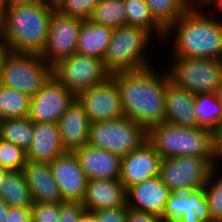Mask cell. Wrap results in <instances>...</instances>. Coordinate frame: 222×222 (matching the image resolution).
I'll return each instance as SVG.
<instances>
[{
    "instance_id": "13",
    "label": "cell",
    "mask_w": 222,
    "mask_h": 222,
    "mask_svg": "<svg viewBox=\"0 0 222 222\" xmlns=\"http://www.w3.org/2000/svg\"><path fill=\"white\" fill-rule=\"evenodd\" d=\"M75 99L72 92L51 76L31 97L28 117L33 122L57 123Z\"/></svg>"
},
{
    "instance_id": "14",
    "label": "cell",
    "mask_w": 222,
    "mask_h": 222,
    "mask_svg": "<svg viewBox=\"0 0 222 222\" xmlns=\"http://www.w3.org/2000/svg\"><path fill=\"white\" fill-rule=\"evenodd\" d=\"M161 219L163 222H213L204 188L171 192Z\"/></svg>"
},
{
    "instance_id": "7",
    "label": "cell",
    "mask_w": 222,
    "mask_h": 222,
    "mask_svg": "<svg viewBox=\"0 0 222 222\" xmlns=\"http://www.w3.org/2000/svg\"><path fill=\"white\" fill-rule=\"evenodd\" d=\"M166 67L170 82L193 93H217L222 83V61L171 56Z\"/></svg>"
},
{
    "instance_id": "16",
    "label": "cell",
    "mask_w": 222,
    "mask_h": 222,
    "mask_svg": "<svg viewBox=\"0 0 222 222\" xmlns=\"http://www.w3.org/2000/svg\"><path fill=\"white\" fill-rule=\"evenodd\" d=\"M161 160L148 140L135 151L122 156L120 182L126 191L146 179L159 176Z\"/></svg>"
},
{
    "instance_id": "8",
    "label": "cell",
    "mask_w": 222,
    "mask_h": 222,
    "mask_svg": "<svg viewBox=\"0 0 222 222\" xmlns=\"http://www.w3.org/2000/svg\"><path fill=\"white\" fill-rule=\"evenodd\" d=\"M148 131L127 117L90 123L87 144L118 154L128 155L147 141Z\"/></svg>"
},
{
    "instance_id": "17",
    "label": "cell",
    "mask_w": 222,
    "mask_h": 222,
    "mask_svg": "<svg viewBox=\"0 0 222 222\" xmlns=\"http://www.w3.org/2000/svg\"><path fill=\"white\" fill-rule=\"evenodd\" d=\"M74 154L88 180H120L122 156L88 144Z\"/></svg>"
},
{
    "instance_id": "27",
    "label": "cell",
    "mask_w": 222,
    "mask_h": 222,
    "mask_svg": "<svg viewBox=\"0 0 222 222\" xmlns=\"http://www.w3.org/2000/svg\"><path fill=\"white\" fill-rule=\"evenodd\" d=\"M124 5L126 24L146 29L153 35V38L157 34L158 43L163 42L165 30L155 21L144 0H124Z\"/></svg>"
},
{
    "instance_id": "37",
    "label": "cell",
    "mask_w": 222,
    "mask_h": 222,
    "mask_svg": "<svg viewBox=\"0 0 222 222\" xmlns=\"http://www.w3.org/2000/svg\"><path fill=\"white\" fill-rule=\"evenodd\" d=\"M94 213L101 222H127V205L120 208L103 209Z\"/></svg>"
},
{
    "instance_id": "19",
    "label": "cell",
    "mask_w": 222,
    "mask_h": 222,
    "mask_svg": "<svg viewBox=\"0 0 222 222\" xmlns=\"http://www.w3.org/2000/svg\"><path fill=\"white\" fill-rule=\"evenodd\" d=\"M82 205L86 211L90 212L125 207L127 205L126 189L120 180H88Z\"/></svg>"
},
{
    "instance_id": "21",
    "label": "cell",
    "mask_w": 222,
    "mask_h": 222,
    "mask_svg": "<svg viewBox=\"0 0 222 222\" xmlns=\"http://www.w3.org/2000/svg\"><path fill=\"white\" fill-rule=\"evenodd\" d=\"M65 153L57 123L33 122L32 143L26 151L27 160L51 163Z\"/></svg>"
},
{
    "instance_id": "45",
    "label": "cell",
    "mask_w": 222,
    "mask_h": 222,
    "mask_svg": "<svg viewBox=\"0 0 222 222\" xmlns=\"http://www.w3.org/2000/svg\"><path fill=\"white\" fill-rule=\"evenodd\" d=\"M77 222H91V212L84 211L78 218Z\"/></svg>"
},
{
    "instance_id": "36",
    "label": "cell",
    "mask_w": 222,
    "mask_h": 222,
    "mask_svg": "<svg viewBox=\"0 0 222 222\" xmlns=\"http://www.w3.org/2000/svg\"><path fill=\"white\" fill-rule=\"evenodd\" d=\"M85 211L82 202L63 201L59 203L58 222H77L79 216Z\"/></svg>"
},
{
    "instance_id": "25",
    "label": "cell",
    "mask_w": 222,
    "mask_h": 222,
    "mask_svg": "<svg viewBox=\"0 0 222 222\" xmlns=\"http://www.w3.org/2000/svg\"><path fill=\"white\" fill-rule=\"evenodd\" d=\"M0 196L10 207H32L33 199L22 171H10L0 183Z\"/></svg>"
},
{
    "instance_id": "42",
    "label": "cell",
    "mask_w": 222,
    "mask_h": 222,
    "mask_svg": "<svg viewBox=\"0 0 222 222\" xmlns=\"http://www.w3.org/2000/svg\"><path fill=\"white\" fill-rule=\"evenodd\" d=\"M9 209L8 203L0 196V222H6Z\"/></svg>"
},
{
    "instance_id": "28",
    "label": "cell",
    "mask_w": 222,
    "mask_h": 222,
    "mask_svg": "<svg viewBox=\"0 0 222 222\" xmlns=\"http://www.w3.org/2000/svg\"><path fill=\"white\" fill-rule=\"evenodd\" d=\"M30 103L28 95L0 84V121L28 117Z\"/></svg>"
},
{
    "instance_id": "51",
    "label": "cell",
    "mask_w": 222,
    "mask_h": 222,
    "mask_svg": "<svg viewBox=\"0 0 222 222\" xmlns=\"http://www.w3.org/2000/svg\"><path fill=\"white\" fill-rule=\"evenodd\" d=\"M2 17H3V10L0 9V33H1V28H2Z\"/></svg>"
},
{
    "instance_id": "3",
    "label": "cell",
    "mask_w": 222,
    "mask_h": 222,
    "mask_svg": "<svg viewBox=\"0 0 222 222\" xmlns=\"http://www.w3.org/2000/svg\"><path fill=\"white\" fill-rule=\"evenodd\" d=\"M55 6L39 1L3 10L1 39L4 50L41 54Z\"/></svg>"
},
{
    "instance_id": "20",
    "label": "cell",
    "mask_w": 222,
    "mask_h": 222,
    "mask_svg": "<svg viewBox=\"0 0 222 222\" xmlns=\"http://www.w3.org/2000/svg\"><path fill=\"white\" fill-rule=\"evenodd\" d=\"M90 123L84 107L75 99L57 122L65 152H74L87 144Z\"/></svg>"
},
{
    "instance_id": "40",
    "label": "cell",
    "mask_w": 222,
    "mask_h": 222,
    "mask_svg": "<svg viewBox=\"0 0 222 222\" xmlns=\"http://www.w3.org/2000/svg\"><path fill=\"white\" fill-rule=\"evenodd\" d=\"M222 162V127L214 133V163L216 167H220ZM222 165V163L220 164Z\"/></svg>"
},
{
    "instance_id": "9",
    "label": "cell",
    "mask_w": 222,
    "mask_h": 222,
    "mask_svg": "<svg viewBox=\"0 0 222 222\" xmlns=\"http://www.w3.org/2000/svg\"><path fill=\"white\" fill-rule=\"evenodd\" d=\"M51 75L75 96L111 76L103 59L77 53L52 65Z\"/></svg>"
},
{
    "instance_id": "39",
    "label": "cell",
    "mask_w": 222,
    "mask_h": 222,
    "mask_svg": "<svg viewBox=\"0 0 222 222\" xmlns=\"http://www.w3.org/2000/svg\"><path fill=\"white\" fill-rule=\"evenodd\" d=\"M127 222H163L161 217L127 207Z\"/></svg>"
},
{
    "instance_id": "1",
    "label": "cell",
    "mask_w": 222,
    "mask_h": 222,
    "mask_svg": "<svg viewBox=\"0 0 222 222\" xmlns=\"http://www.w3.org/2000/svg\"><path fill=\"white\" fill-rule=\"evenodd\" d=\"M155 68L111 75L119 89L124 117L147 131L165 122L166 86L170 79L166 68L160 71Z\"/></svg>"
},
{
    "instance_id": "35",
    "label": "cell",
    "mask_w": 222,
    "mask_h": 222,
    "mask_svg": "<svg viewBox=\"0 0 222 222\" xmlns=\"http://www.w3.org/2000/svg\"><path fill=\"white\" fill-rule=\"evenodd\" d=\"M59 203L34 202L31 207V222H58Z\"/></svg>"
},
{
    "instance_id": "49",
    "label": "cell",
    "mask_w": 222,
    "mask_h": 222,
    "mask_svg": "<svg viewBox=\"0 0 222 222\" xmlns=\"http://www.w3.org/2000/svg\"><path fill=\"white\" fill-rule=\"evenodd\" d=\"M45 3H48V4H51V5H54L56 6V4L59 3V1L61 0H43Z\"/></svg>"
},
{
    "instance_id": "41",
    "label": "cell",
    "mask_w": 222,
    "mask_h": 222,
    "mask_svg": "<svg viewBox=\"0 0 222 222\" xmlns=\"http://www.w3.org/2000/svg\"><path fill=\"white\" fill-rule=\"evenodd\" d=\"M205 7L210 11L211 14H216L217 10L222 12V0H209ZM211 7H213V9ZM220 15H222V13H220Z\"/></svg>"
},
{
    "instance_id": "26",
    "label": "cell",
    "mask_w": 222,
    "mask_h": 222,
    "mask_svg": "<svg viewBox=\"0 0 222 222\" xmlns=\"http://www.w3.org/2000/svg\"><path fill=\"white\" fill-rule=\"evenodd\" d=\"M194 113L198 126L213 131L222 127V106L217 93L195 95Z\"/></svg>"
},
{
    "instance_id": "34",
    "label": "cell",
    "mask_w": 222,
    "mask_h": 222,
    "mask_svg": "<svg viewBox=\"0 0 222 222\" xmlns=\"http://www.w3.org/2000/svg\"><path fill=\"white\" fill-rule=\"evenodd\" d=\"M101 0H61L55 10L65 16L74 17L82 21L90 20L94 8Z\"/></svg>"
},
{
    "instance_id": "18",
    "label": "cell",
    "mask_w": 222,
    "mask_h": 222,
    "mask_svg": "<svg viewBox=\"0 0 222 222\" xmlns=\"http://www.w3.org/2000/svg\"><path fill=\"white\" fill-rule=\"evenodd\" d=\"M170 193L159 176L146 179L126 191L127 207L162 217Z\"/></svg>"
},
{
    "instance_id": "43",
    "label": "cell",
    "mask_w": 222,
    "mask_h": 222,
    "mask_svg": "<svg viewBox=\"0 0 222 222\" xmlns=\"http://www.w3.org/2000/svg\"><path fill=\"white\" fill-rule=\"evenodd\" d=\"M39 1H43V0H7L6 8H10L13 6H18V5H26V4L36 3Z\"/></svg>"
},
{
    "instance_id": "46",
    "label": "cell",
    "mask_w": 222,
    "mask_h": 222,
    "mask_svg": "<svg viewBox=\"0 0 222 222\" xmlns=\"http://www.w3.org/2000/svg\"><path fill=\"white\" fill-rule=\"evenodd\" d=\"M9 172H10L9 170L0 166V183L5 179L6 175Z\"/></svg>"
},
{
    "instance_id": "31",
    "label": "cell",
    "mask_w": 222,
    "mask_h": 222,
    "mask_svg": "<svg viewBox=\"0 0 222 222\" xmlns=\"http://www.w3.org/2000/svg\"><path fill=\"white\" fill-rule=\"evenodd\" d=\"M155 21L166 31L188 7L182 0H144Z\"/></svg>"
},
{
    "instance_id": "48",
    "label": "cell",
    "mask_w": 222,
    "mask_h": 222,
    "mask_svg": "<svg viewBox=\"0 0 222 222\" xmlns=\"http://www.w3.org/2000/svg\"><path fill=\"white\" fill-rule=\"evenodd\" d=\"M217 95H218L220 104H221V106H222V83H221V86L219 87V89H218V91H217Z\"/></svg>"
},
{
    "instance_id": "24",
    "label": "cell",
    "mask_w": 222,
    "mask_h": 222,
    "mask_svg": "<svg viewBox=\"0 0 222 222\" xmlns=\"http://www.w3.org/2000/svg\"><path fill=\"white\" fill-rule=\"evenodd\" d=\"M113 29L90 20L82 21L76 53L103 59L112 38Z\"/></svg>"
},
{
    "instance_id": "47",
    "label": "cell",
    "mask_w": 222,
    "mask_h": 222,
    "mask_svg": "<svg viewBox=\"0 0 222 222\" xmlns=\"http://www.w3.org/2000/svg\"><path fill=\"white\" fill-rule=\"evenodd\" d=\"M91 222H101L99 217L94 212H91Z\"/></svg>"
},
{
    "instance_id": "44",
    "label": "cell",
    "mask_w": 222,
    "mask_h": 222,
    "mask_svg": "<svg viewBox=\"0 0 222 222\" xmlns=\"http://www.w3.org/2000/svg\"><path fill=\"white\" fill-rule=\"evenodd\" d=\"M184 2V4L188 7V8H192V7H205L206 3L203 0H182Z\"/></svg>"
},
{
    "instance_id": "32",
    "label": "cell",
    "mask_w": 222,
    "mask_h": 222,
    "mask_svg": "<svg viewBox=\"0 0 222 222\" xmlns=\"http://www.w3.org/2000/svg\"><path fill=\"white\" fill-rule=\"evenodd\" d=\"M214 166L204 186L205 197L213 222H222V171ZM220 175V177H219Z\"/></svg>"
},
{
    "instance_id": "5",
    "label": "cell",
    "mask_w": 222,
    "mask_h": 222,
    "mask_svg": "<svg viewBox=\"0 0 222 222\" xmlns=\"http://www.w3.org/2000/svg\"><path fill=\"white\" fill-rule=\"evenodd\" d=\"M152 36L146 29L134 25L125 24L113 29L112 38L103 58L108 72L112 75L154 66L147 52L153 41Z\"/></svg>"
},
{
    "instance_id": "52",
    "label": "cell",
    "mask_w": 222,
    "mask_h": 222,
    "mask_svg": "<svg viewBox=\"0 0 222 222\" xmlns=\"http://www.w3.org/2000/svg\"><path fill=\"white\" fill-rule=\"evenodd\" d=\"M4 48H3V43H2V39H1V35H0V55L2 54Z\"/></svg>"
},
{
    "instance_id": "38",
    "label": "cell",
    "mask_w": 222,
    "mask_h": 222,
    "mask_svg": "<svg viewBox=\"0 0 222 222\" xmlns=\"http://www.w3.org/2000/svg\"><path fill=\"white\" fill-rule=\"evenodd\" d=\"M6 222H31V207H10Z\"/></svg>"
},
{
    "instance_id": "11",
    "label": "cell",
    "mask_w": 222,
    "mask_h": 222,
    "mask_svg": "<svg viewBox=\"0 0 222 222\" xmlns=\"http://www.w3.org/2000/svg\"><path fill=\"white\" fill-rule=\"evenodd\" d=\"M81 23L80 19L53 11L46 45L40 54L50 66L76 53Z\"/></svg>"
},
{
    "instance_id": "15",
    "label": "cell",
    "mask_w": 222,
    "mask_h": 222,
    "mask_svg": "<svg viewBox=\"0 0 222 222\" xmlns=\"http://www.w3.org/2000/svg\"><path fill=\"white\" fill-rule=\"evenodd\" d=\"M49 166L63 201H79L85 198L87 177L74 152H65L55 158Z\"/></svg>"
},
{
    "instance_id": "12",
    "label": "cell",
    "mask_w": 222,
    "mask_h": 222,
    "mask_svg": "<svg viewBox=\"0 0 222 222\" xmlns=\"http://www.w3.org/2000/svg\"><path fill=\"white\" fill-rule=\"evenodd\" d=\"M76 99L84 107L91 123L124 117L119 89L112 76L80 92Z\"/></svg>"
},
{
    "instance_id": "50",
    "label": "cell",
    "mask_w": 222,
    "mask_h": 222,
    "mask_svg": "<svg viewBox=\"0 0 222 222\" xmlns=\"http://www.w3.org/2000/svg\"><path fill=\"white\" fill-rule=\"evenodd\" d=\"M6 2L7 0H0V9L2 10L6 9Z\"/></svg>"
},
{
    "instance_id": "22",
    "label": "cell",
    "mask_w": 222,
    "mask_h": 222,
    "mask_svg": "<svg viewBox=\"0 0 222 222\" xmlns=\"http://www.w3.org/2000/svg\"><path fill=\"white\" fill-rule=\"evenodd\" d=\"M22 172L30 189L33 202H63L61 192L53 178L49 163L27 160Z\"/></svg>"
},
{
    "instance_id": "4",
    "label": "cell",
    "mask_w": 222,
    "mask_h": 222,
    "mask_svg": "<svg viewBox=\"0 0 222 222\" xmlns=\"http://www.w3.org/2000/svg\"><path fill=\"white\" fill-rule=\"evenodd\" d=\"M147 140L162 159L177 156L214 159V132L205 128L164 122L148 130Z\"/></svg>"
},
{
    "instance_id": "29",
    "label": "cell",
    "mask_w": 222,
    "mask_h": 222,
    "mask_svg": "<svg viewBox=\"0 0 222 222\" xmlns=\"http://www.w3.org/2000/svg\"><path fill=\"white\" fill-rule=\"evenodd\" d=\"M33 121L29 117L0 121V139L14 143L25 151L32 143Z\"/></svg>"
},
{
    "instance_id": "2",
    "label": "cell",
    "mask_w": 222,
    "mask_h": 222,
    "mask_svg": "<svg viewBox=\"0 0 222 222\" xmlns=\"http://www.w3.org/2000/svg\"><path fill=\"white\" fill-rule=\"evenodd\" d=\"M210 14L206 7L188 8L165 31L163 42L173 38L171 56L222 61V17Z\"/></svg>"
},
{
    "instance_id": "33",
    "label": "cell",
    "mask_w": 222,
    "mask_h": 222,
    "mask_svg": "<svg viewBox=\"0 0 222 222\" xmlns=\"http://www.w3.org/2000/svg\"><path fill=\"white\" fill-rule=\"evenodd\" d=\"M27 162L26 151L15 145L0 139V166L9 171H22Z\"/></svg>"
},
{
    "instance_id": "10",
    "label": "cell",
    "mask_w": 222,
    "mask_h": 222,
    "mask_svg": "<svg viewBox=\"0 0 222 222\" xmlns=\"http://www.w3.org/2000/svg\"><path fill=\"white\" fill-rule=\"evenodd\" d=\"M214 159L177 156L161 160L159 177L171 192H187L204 188Z\"/></svg>"
},
{
    "instance_id": "6",
    "label": "cell",
    "mask_w": 222,
    "mask_h": 222,
    "mask_svg": "<svg viewBox=\"0 0 222 222\" xmlns=\"http://www.w3.org/2000/svg\"><path fill=\"white\" fill-rule=\"evenodd\" d=\"M51 66L40 54L3 50L0 55V84L32 97L51 77Z\"/></svg>"
},
{
    "instance_id": "23",
    "label": "cell",
    "mask_w": 222,
    "mask_h": 222,
    "mask_svg": "<svg viewBox=\"0 0 222 222\" xmlns=\"http://www.w3.org/2000/svg\"><path fill=\"white\" fill-rule=\"evenodd\" d=\"M194 103L193 93L169 82L165 95V122L187 128H198Z\"/></svg>"
},
{
    "instance_id": "30",
    "label": "cell",
    "mask_w": 222,
    "mask_h": 222,
    "mask_svg": "<svg viewBox=\"0 0 222 222\" xmlns=\"http://www.w3.org/2000/svg\"><path fill=\"white\" fill-rule=\"evenodd\" d=\"M90 21L112 29L125 25L124 0H101L94 8Z\"/></svg>"
}]
</instances>
